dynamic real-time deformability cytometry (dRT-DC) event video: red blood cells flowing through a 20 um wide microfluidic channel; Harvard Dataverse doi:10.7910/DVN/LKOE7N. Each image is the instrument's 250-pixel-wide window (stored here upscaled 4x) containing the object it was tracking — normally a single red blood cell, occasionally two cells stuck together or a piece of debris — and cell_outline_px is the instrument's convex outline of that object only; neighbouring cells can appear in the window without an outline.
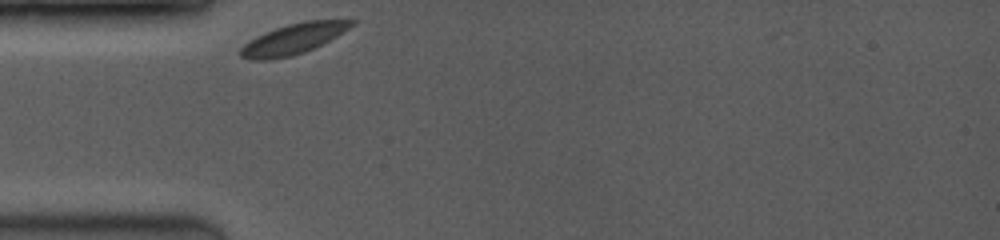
{"species": "common noctule bat (a hibernating species)", "species_latin": "Nyctalus noctula", "temperature_condition": "room temperature", "stored_images_in_passage": 28, "camera_frame_rate_fps": 3500, "um_per_image_px": 0.085, "animal": {"sex": "female", "body_mass_g": 19.0, "forearm_length_mm": 53.3}, "frame": {"image": 1, "passage_image": 1, "time_ms": 0.0, "image_size_px": [1000, 240], "cell_outline_px": [[356, 24], [344, 32], [304, 52], [292, 56], [272, 60], [248, 60], [240, 56], [240, 48], [248, 40], [264, 32], [288, 24], [304, 20], [356, 20]], "centroid_in_image_um": [24.89, 3.31], "position_along_channel_um": 60.1, "area_um2": 19.77}}
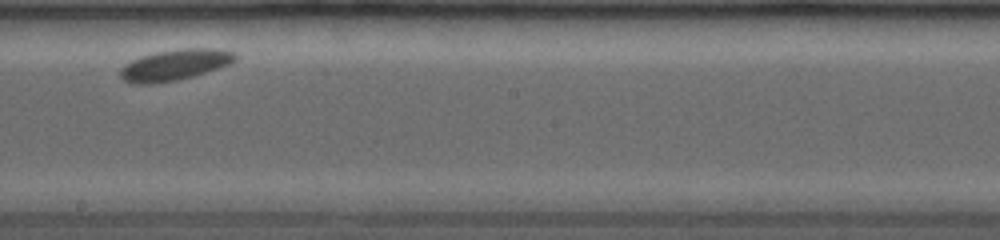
{"frame": {"image": 2, "passage_image": 15, "time_ms": 4.857, "image_size_px": [1000, 240], "cell_outline_px": [[240, 56], [236, 60], [228, 64], [192, 76], [176, 80], [152, 84], [132, 84], [124, 80], [120, 76], [120, 68], [124, 64], [140, 56], [156, 52], [184, 48], [216, 48], [236, 52]], "centroid_in_image_um": [14.85, 5.5], "position_along_channel_um": 233.3, "area_um2": 20.75}}
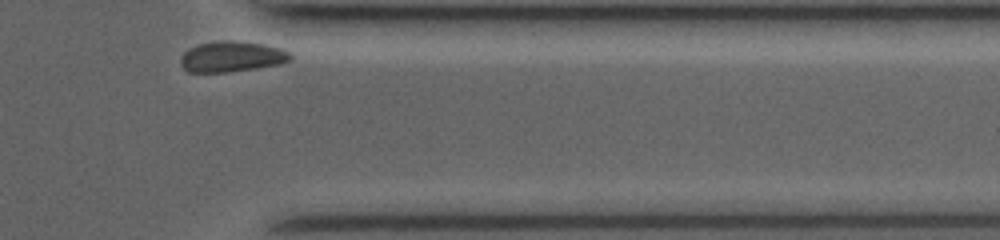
{"frame": {"image": 3, "passage_image": 28, "time_ms": 9.143, "image_size_px": [1000, 240], "cell_outline_px": [[292, 56], [288, 60], [280, 64], [256, 68], [228, 72], [188, 72], [180, 64], [180, 56], [188, 48], [200, 44], [224, 40], [264, 44], [280, 48], [288, 52]], "centroid_in_image_um": [19.66, 4.82], "position_along_channel_um": 391.7, "area_um2": 19.42}, "authors_computed_cell_mechanics": {"area_um2": 19.9988, "velocity_mm_per_s": 3.6459, "shape_relaxation_time_tau1_ms": 0.3354, "shape_relaxation_time_tau2_ms": null, "deformation_change_tau1": 0.0174, "deformation_change_tau2": null}}